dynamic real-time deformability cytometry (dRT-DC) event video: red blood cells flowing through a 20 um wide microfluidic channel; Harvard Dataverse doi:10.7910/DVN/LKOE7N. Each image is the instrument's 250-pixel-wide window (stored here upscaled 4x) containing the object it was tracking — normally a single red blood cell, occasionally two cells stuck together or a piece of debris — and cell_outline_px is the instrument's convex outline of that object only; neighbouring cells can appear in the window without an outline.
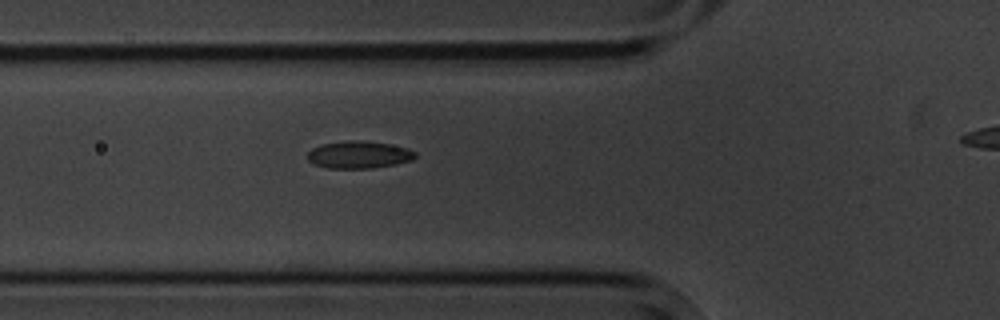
{"species": "common noctule bat (a hibernating species)", "species_latin": "Nyctalus noctula", "temperature_condition": "cold", "stored_images_in_passage": 7, "segment_of_instrument_passage": [1, 2], "camera_frame_rate_fps": 3000, "um_per_image_px": 0.085, "animal": {"sex": "male", "body_mass_g": 20.1, "forearm_length_mm": 53.5}, "frame": {"image": 1, "passage_image": 6, "time_ms": 5.667, "image_size_px": [1000, 320], "cell_outline_px": [[416, 156], [412, 160], [396, 164], [372, 168], [328, 168], [312, 164], [308, 160], [308, 152], [312, 148], [320, 144], [344, 140], [364, 140], [388, 144], [408, 148], [416, 152]], "centroid_in_image_um": [30.48, 13.14], "position_along_channel_um": 95.3, "area_um2": 17.34}}